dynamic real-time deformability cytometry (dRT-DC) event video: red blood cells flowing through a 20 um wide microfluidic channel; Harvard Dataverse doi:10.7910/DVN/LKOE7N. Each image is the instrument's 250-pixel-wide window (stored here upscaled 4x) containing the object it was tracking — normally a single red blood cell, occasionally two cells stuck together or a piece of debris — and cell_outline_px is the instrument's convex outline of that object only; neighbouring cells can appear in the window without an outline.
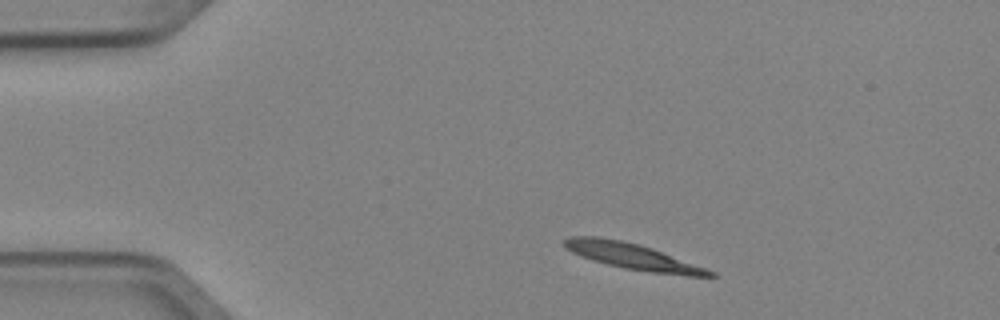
{"species": "Egyptian fruit bat (a non-hibernating species)", "species_latin": "Rousettus aegyptiacus", "temperature_condition": "cold", "stored_images_in_passage": 3, "segment_of_instrument_passage": [1, 2], "camera_frame_rate_fps": 3000, "um_per_image_px": 0.085, "animal": {"sex": "female"}, "frame": {"image": 1, "passage_image": 1, "time_ms": 0.0, "image_size_px": [1000, 320], "cell_outline_px": [[716, 276], [688, 276], [652, 272], [624, 268], [592, 260], [580, 256], [564, 248], [564, 240], [568, 236], [596, 236], [620, 240], [640, 244], [652, 248], [716, 272]], "centroid_in_image_um": [53.73, 21.78], "position_along_channel_um": 31.3, "area_um2": 21.85}}